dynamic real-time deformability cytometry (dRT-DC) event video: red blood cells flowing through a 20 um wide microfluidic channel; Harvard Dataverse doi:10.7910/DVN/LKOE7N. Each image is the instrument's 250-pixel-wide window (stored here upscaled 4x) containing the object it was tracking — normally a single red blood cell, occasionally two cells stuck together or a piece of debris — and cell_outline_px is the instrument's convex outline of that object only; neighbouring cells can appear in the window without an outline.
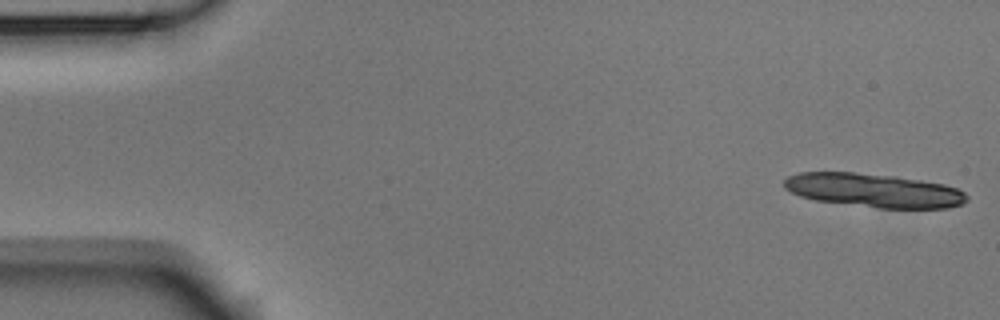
{"species": "Egyptian fruit bat (a non-hibernating species)", "species_latin": "Rousettus aegyptiacus", "temperature_condition": "room temperature", "stored_images_in_passage": 10, "camera_frame_rate_fps": 3000, "um_per_image_px": 0.085, "animal": {"sex": "male"}, "frame": {"image": 1, "passage_image": 1, "time_ms": 0.0, "image_size_px": [1000, 320], "cell_outline_px": [[968, 200], [964, 204], [948, 208], [880, 208], [816, 200], [800, 196], [784, 188], [784, 180], [788, 176], [800, 172], [856, 172], [896, 176], [944, 184], [956, 188], [964, 192], [968, 196]], "centroid_in_image_um": [74.3, 16.18], "position_along_channel_um": 10.7, "area_um2": 36.01}}
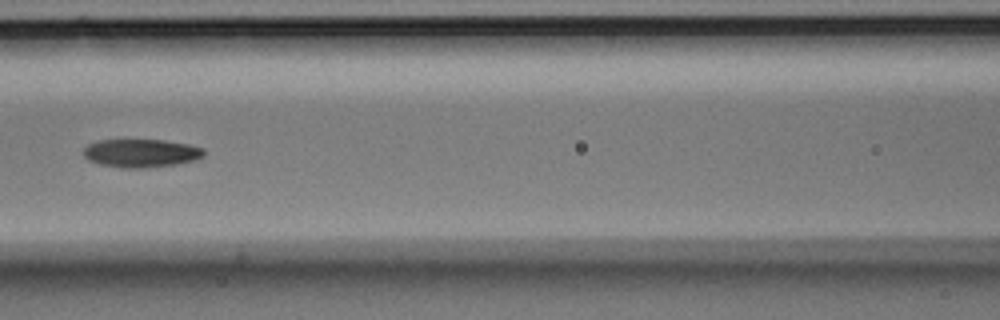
{"frame": {"image": 2, "passage_image": 7, "time_ms": 2.0, "image_size_px": [1000, 320], "cell_outline_px": [[204, 156], [196, 160], [176, 164], [140, 168], [120, 168], [100, 164], [88, 160], [84, 156], [84, 148], [88, 144], [96, 140], [164, 140], [188, 144], [204, 148]], "centroid_in_image_um": [11.99, 13.01], "position_along_channel_um": 154.6, "area_um2": 19.88}}
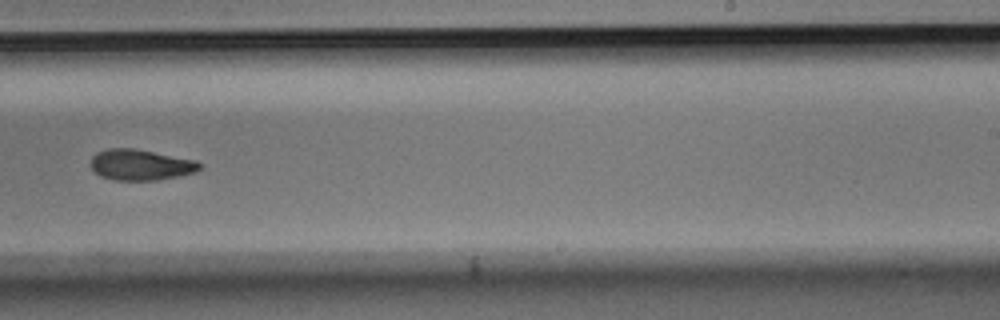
{"frame": {"image": 3, "passage_image": 10, "time_ms": 3.0, "image_size_px": [1000, 320], "cell_outline_px": [[200, 168], [196, 172], [180, 176], [156, 180], [116, 180], [100, 176], [92, 168], [92, 156], [96, 152], [108, 148], [136, 148], [196, 160], [200, 164]], "centroid_in_image_um": [11.96, 14.0], "position_along_channel_um": 277.0, "area_um2": 19.59}}